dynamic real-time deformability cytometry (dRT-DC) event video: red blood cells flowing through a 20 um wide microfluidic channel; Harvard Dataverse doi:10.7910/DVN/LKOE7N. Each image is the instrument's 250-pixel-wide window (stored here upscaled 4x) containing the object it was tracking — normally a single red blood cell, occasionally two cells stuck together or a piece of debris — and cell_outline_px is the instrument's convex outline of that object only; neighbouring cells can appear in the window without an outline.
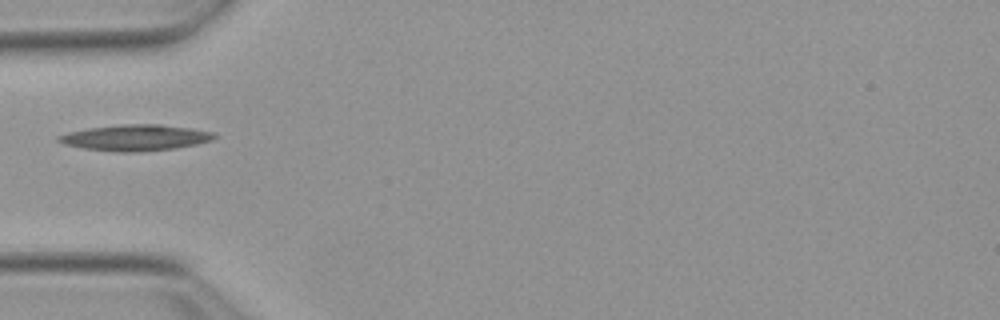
{"species": "Egyptian fruit bat (a non-hibernating species)", "species_latin": "Rousettus aegyptiacus", "temperature_condition": "warm", "stored_images_in_passage": 35, "camera_frame_rate_fps": 3000, "um_per_image_px": 0.085, "animal": {"sex": "female"}, "frame": {"image": 1, "passage_image": 1, "time_ms": 0.0, "image_size_px": [1000, 320], "cell_outline_px": [[216, 136], [212, 140], [196, 144], [176, 148], [136, 152], [116, 152], [84, 148], [64, 144], [56, 140], [56, 136], [68, 132], [88, 128], [120, 124], [160, 124], [188, 128], [212, 132]], "centroid_in_image_um": [11.46, 11.7], "position_along_channel_um": 73.5, "area_um2": 23.52}}
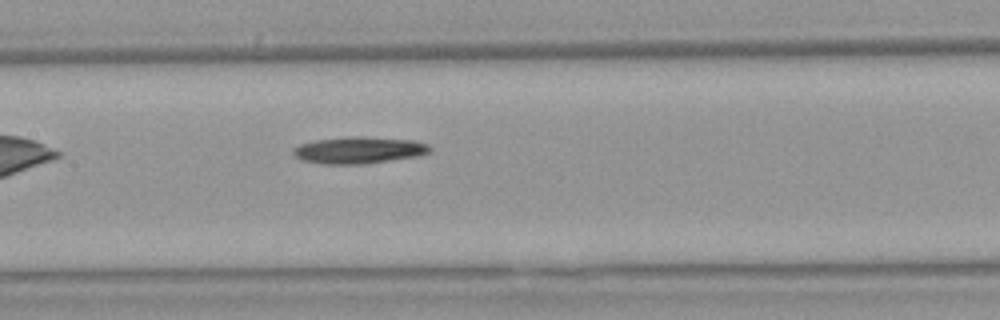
{"frame": {"image": 2, "passage_image": 9, "time_ms": 2.667, "image_size_px": [1000, 320], "cell_outline_px": [[432, 152], [420, 156], [364, 164], [320, 164], [300, 160], [292, 152], [292, 148], [300, 144], [316, 140], [344, 136], [356, 136], [416, 140], [428, 144], [432, 148]], "centroid_in_image_um": [30.53, 12.76], "position_along_channel_um": 176.9, "area_um2": 21.73}}
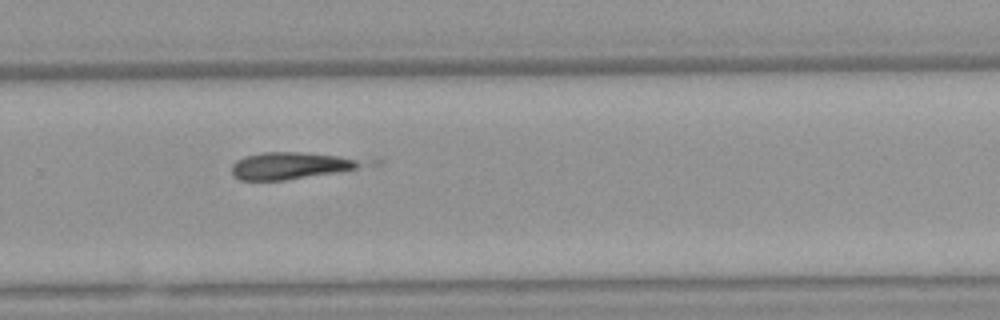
{"frame": {"image": 3, "passage_image": 19, "time_ms": 6.0, "image_size_px": [1000, 320], "cell_outline_px": [[364, 164], [356, 168], [336, 172], [284, 180], [240, 180], [232, 176], [232, 164], [236, 160], [244, 156], [264, 152], [300, 152], [336, 156], [356, 160]], "centroid_in_image_um": [24.55, 14.09], "position_along_channel_um": 305.3, "area_um2": 19.94}}